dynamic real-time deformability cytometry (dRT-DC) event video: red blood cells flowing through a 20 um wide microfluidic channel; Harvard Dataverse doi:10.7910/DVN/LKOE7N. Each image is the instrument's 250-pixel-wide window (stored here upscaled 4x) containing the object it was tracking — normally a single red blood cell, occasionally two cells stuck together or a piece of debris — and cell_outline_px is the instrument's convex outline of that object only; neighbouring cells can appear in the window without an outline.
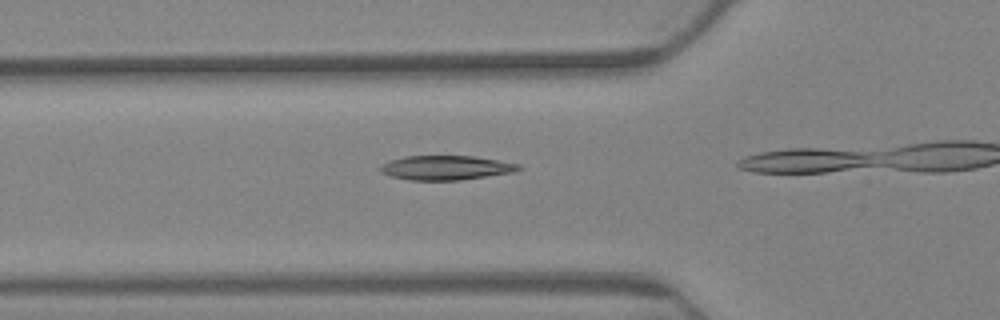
{"species": "Egyptian fruit bat (a non-hibernating species)", "species_latin": "Rousettus aegyptiacus", "temperature_condition": "warm", "stored_images_in_passage": 17, "camera_frame_rate_fps": 3000, "um_per_image_px": 0.085, "animal": {"sex": "female"}, "frame": {"image": 1, "passage_image": 15, "time_ms": 4.667, "image_size_px": [1000, 320], "cell_outline_px": [[524, 168], [516, 172], [460, 180], [408, 180], [392, 176], [380, 172], [376, 168], [380, 164], [404, 156], [472, 156], [520, 164]], "centroid_in_image_um": [37.9, 14.26], "position_along_channel_um": 87.9, "area_um2": 19.77}}